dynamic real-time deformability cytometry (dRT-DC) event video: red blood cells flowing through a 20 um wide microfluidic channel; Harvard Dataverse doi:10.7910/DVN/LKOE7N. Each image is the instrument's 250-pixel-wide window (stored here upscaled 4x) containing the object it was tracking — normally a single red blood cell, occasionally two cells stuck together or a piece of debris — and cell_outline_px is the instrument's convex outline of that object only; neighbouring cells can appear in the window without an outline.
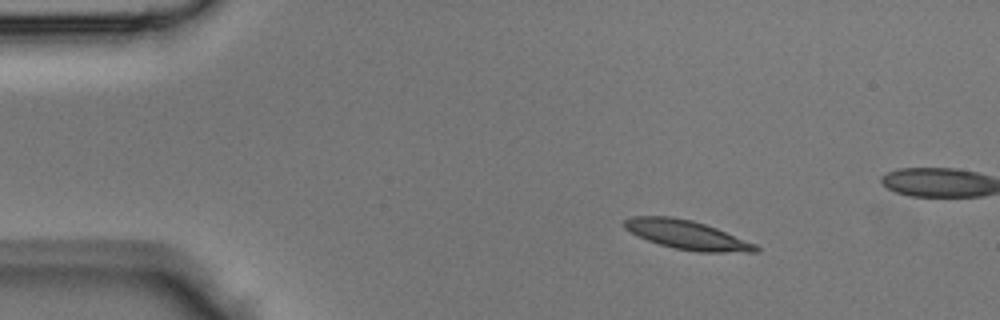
{"species": "Egyptian fruit bat (a non-hibernating species)", "species_latin": "Rousettus aegyptiacus", "temperature_condition": "room temperature", "stored_images_in_passage": 12, "camera_frame_rate_fps": 3000, "um_per_image_px": 0.085, "animal": {"sex": "male"}, "frame": {"image": 1, "passage_image": 6, "time_ms": 1.667, "image_size_px": [1000, 320], "cell_outline_px": [[760, 252], [696, 252], [676, 248], [660, 244], [636, 236], [624, 228], [624, 220], [632, 216], [672, 216], [692, 220], [716, 228], [756, 244], [760, 248]], "centroid_in_image_um": [58.38, 19.96], "position_along_channel_um": 26.6, "area_um2": 22.14}}